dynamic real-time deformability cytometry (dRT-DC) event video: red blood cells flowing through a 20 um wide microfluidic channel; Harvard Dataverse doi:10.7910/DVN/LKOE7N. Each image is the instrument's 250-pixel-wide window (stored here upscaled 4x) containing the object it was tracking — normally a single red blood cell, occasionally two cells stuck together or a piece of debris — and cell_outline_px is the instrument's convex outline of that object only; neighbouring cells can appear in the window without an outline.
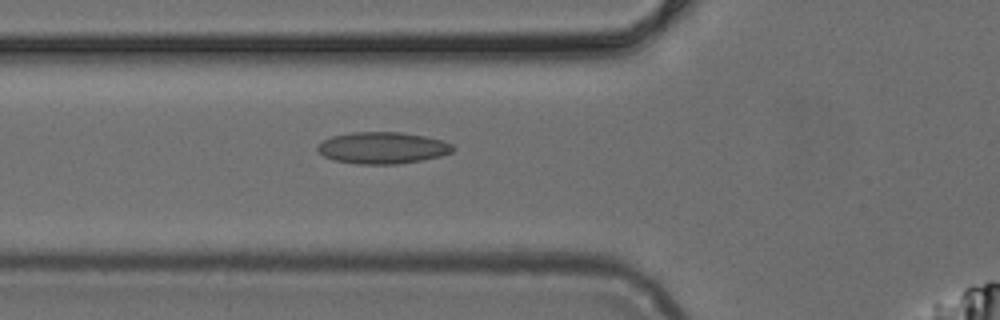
{"species": "common noctule bat (a hibernating species)", "species_latin": "Nyctalus noctula", "temperature_condition": "cold", "stored_images_in_passage": 51, "camera_frame_rate_fps": 3000, "um_per_image_px": 0.085, "animal": {"sex": "female", "body_mass_g": 24.6, "forearm_length_mm": 56.2}, "frame": {"image": 1, "passage_image": 18, "time_ms": 5.667, "image_size_px": [1000, 320], "cell_outline_px": [[456, 148], [452, 152], [440, 156], [420, 160], [396, 164], [356, 164], [332, 160], [324, 156], [316, 148], [324, 140], [332, 136], [352, 132], [400, 132], [424, 136], [440, 140], [452, 144]], "centroid_in_image_um": [32.51, 12.57], "position_along_channel_um": 93.3, "area_um2": 24.85}}
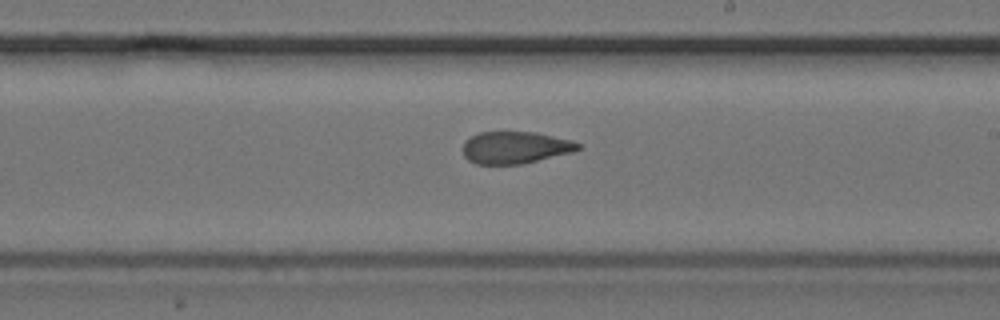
{"frame": {"image": 2, "passage_image": 29, "time_ms": 9.333, "image_size_px": [1000, 320], "cell_outline_px": [[580, 148], [576, 152], [520, 164], [476, 164], [468, 160], [464, 156], [464, 140], [480, 132], [536, 132], [572, 140], [580, 144]], "centroid_in_image_um": [43.82, 12.54], "position_along_channel_um": 245.2, "area_um2": 21.62}}
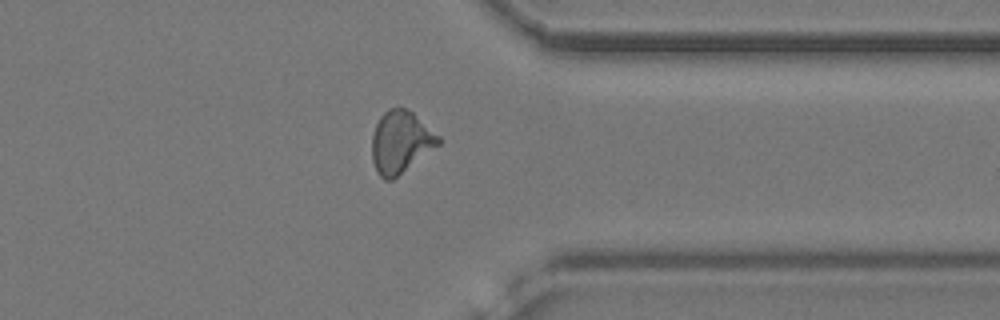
{"frame": {"image": 3, "passage_image": 39, "time_ms": 12.667, "image_size_px": [1000, 320], "cell_outline_px": [[440, 144], [392, 180], [384, 180], [376, 172], [372, 160], [372, 136], [376, 124], [380, 116], [388, 108], [400, 104], [412, 112], [440, 136]], "centroid_in_image_um": [34.03, 12.04], "position_along_channel_um": 377.4, "area_um2": 24.22}}